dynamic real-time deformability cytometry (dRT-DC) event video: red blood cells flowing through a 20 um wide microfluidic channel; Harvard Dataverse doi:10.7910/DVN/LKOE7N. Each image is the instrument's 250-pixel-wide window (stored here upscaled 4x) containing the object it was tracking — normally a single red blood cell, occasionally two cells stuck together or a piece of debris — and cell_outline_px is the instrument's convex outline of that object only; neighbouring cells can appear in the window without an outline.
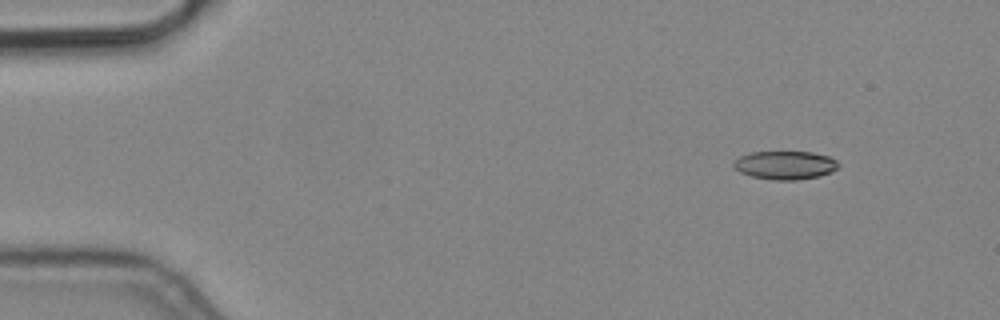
{"species": "common noctule bat (a hibernating species)", "species_latin": "Nyctalus noctula", "temperature_condition": "cold", "stored_images_in_passage": 4, "camera_frame_rate_fps": 3000, "um_per_image_px": 0.085, "animal": {"sex": "male", "body_mass_g": 19.2, "forearm_length_mm": 51.8}, "frame": {"image": 1, "passage_image": 1, "time_ms": 0.0, "image_size_px": [1000, 320], "cell_outline_px": [[840, 168], [832, 172], [820, 176], [796, 180], [772, 180], [752, 176], [740, 172], [732, 164], [740, 156], [752, 152], [812, 152], [828, 156], [836, 160], [840, 164]], "centroid_in_image_um": [66.79, 14.04], "position_along_channel_um": 18.2, "area_um2": 17.4}}
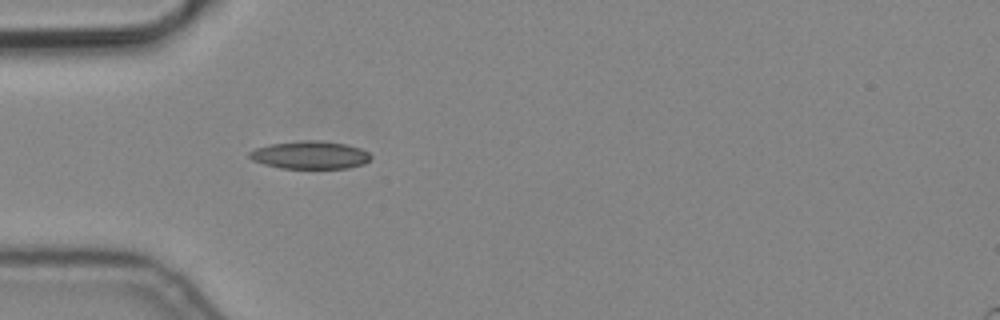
{"frame": {"image": 2, "passage_image": 4, "time_ms": 1.0, "image_size_px": [1000, 320], "cell_outline_px": [[372, 156], [364, 164], [348, 168], [280, 168], [264, 164], [252, 160], [248, 156], [248, 152], [256, 148], [272, 144], [304, 140], [320, 140], [344, 144], [360, 148], [368, 152]], "centroid_in_image_um": [26.35, 13.18], "position_along_channel_um": 58.6, "area_um2": 19.59}}